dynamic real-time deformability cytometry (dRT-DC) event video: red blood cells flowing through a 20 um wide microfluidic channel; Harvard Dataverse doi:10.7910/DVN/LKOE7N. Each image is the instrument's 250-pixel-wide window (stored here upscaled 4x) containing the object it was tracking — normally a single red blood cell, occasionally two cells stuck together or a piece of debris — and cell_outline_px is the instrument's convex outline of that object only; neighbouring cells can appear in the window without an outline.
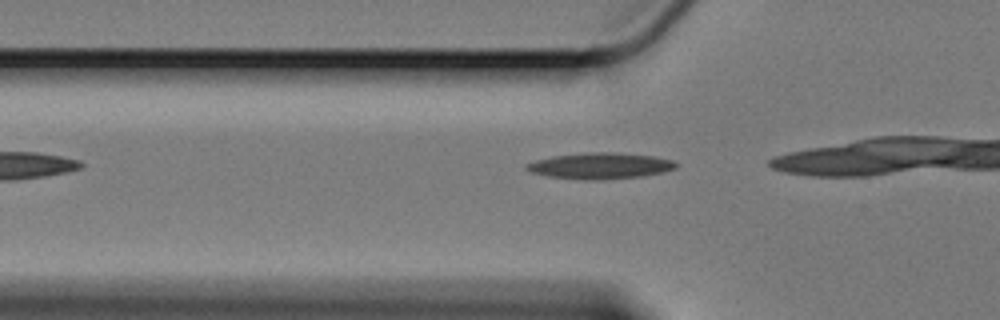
{"species": "Egyptian fruit bat (a non-hibernating species)", "species_latin": "Rousettus aegyptiacus", "temperature_condition": "cold", "stored_images_in_passage": 10, "camera_frame_rate_fps": 3000, "um_per_image_px": 0.085, "animal": {"sex": "female"}, "frame": {"image": 1, "passage_image": 4, "time_ms": 1.0, "image_size_px": [1000, 320], "cell_outline_px": [[676, 168], [660, 172], [640, 176], [592, 180], [588, 180], [544, 176], [528, 172], [524, 168], [524, 164], [536, 160], [552, 156], [584, 152], [616, 152], [652, 156], [672, 160], [676, 164]], "centroid_in_image_um": [50.9, 14.08], "position_along_channel_um": 74.9, "area_um2": 22.72}}